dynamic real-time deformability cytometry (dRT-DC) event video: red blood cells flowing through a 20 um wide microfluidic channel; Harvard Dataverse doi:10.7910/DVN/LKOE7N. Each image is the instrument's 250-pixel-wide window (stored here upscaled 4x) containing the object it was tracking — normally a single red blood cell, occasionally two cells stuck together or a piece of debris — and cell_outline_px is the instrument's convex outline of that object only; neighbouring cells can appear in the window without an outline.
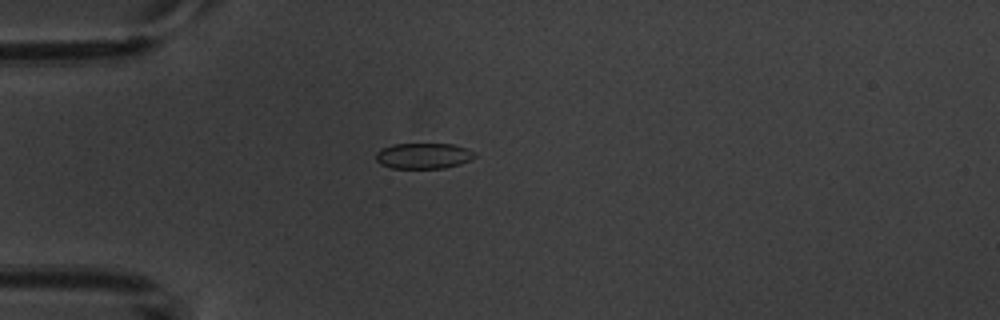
{"species": "common noctule bat (a hibernating species)", "species_latin": "Nyctalus noctula", "temperature_condition": "warm", "stored_images_in_passage": 4, "camera_frame_rate_fps": 3000, "um_per_image_px": 0.085, "animal": {"sex": "male", "body_mass_g": 20.1, "forearm_length_mm": 53.5}, "frame": {"image": 1, "passage_image": 3, "time_ms": 4.667, "image_size_px": [1000, 320], "cell_outline_px": [[476, 156], [472, 160], [460, 164], [444, 168], [392, 168], [380, 164], [376, 160], [376, 152], [392, 144], [452, 144], [476, 152]], "centroid_in_image_um": [36.01, 13.25], "position_along_channel_um": 49.0, "area_um2": 14.8}}